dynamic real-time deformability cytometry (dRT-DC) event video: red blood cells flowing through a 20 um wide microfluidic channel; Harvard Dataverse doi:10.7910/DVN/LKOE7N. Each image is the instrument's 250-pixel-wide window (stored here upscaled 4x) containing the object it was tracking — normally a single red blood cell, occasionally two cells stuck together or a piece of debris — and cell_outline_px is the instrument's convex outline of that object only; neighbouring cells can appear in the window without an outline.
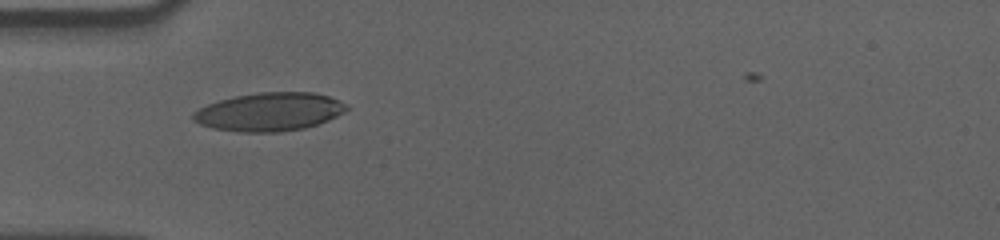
{"species": "human", "species_latin": "Homo sapiens", "temperature_condition": "cold", "stored_images_in_passage": 40, "camera_frame_rate_fps": 3000, "um_per_image_px": 0.085, "donor": {"sex": "male"}, "frame": {"image": 1, "passage_image": 1, "time_ms": 0.0, "image_size_px": [1000, 240], "cell_outline_px": [[348, 108], [344, 112], [328, 120], [304, 128], [280, 132], [236, 132], [212, 128], [200, 124], [192, 120], [192, 112], [208, 104], [220, 100], [236, 96], [260, 92], [312, 92], [328, 96], [348, 104]], "centroid_in_image_um": [22.88, 9.51], "position_along_channel_um": 62.1, "area_um2": 34.28}}
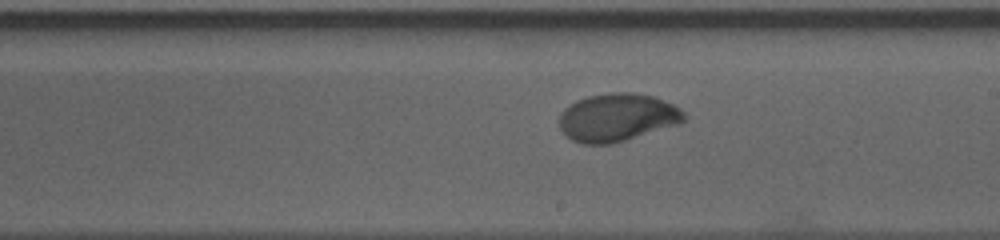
{"frame": {"image": 2, "passage_image": 16, "time_ms": 5.0, "image_size_px": [1000, 240], "cell_outline_px": [[684, 120], [680, 124], [612, 144], [580, 144], [564, 136], [560, 128], [560, 112], [568, 104], [576, 100], [588, 96], [608, 92], [632, 92], [652, 96], [672, 104], [680, 108], [684, 112]], "centroid_in_image_um": [52.42, 9.99], "position_along_channel_um": 236.6, "area_um2": 35.14}}
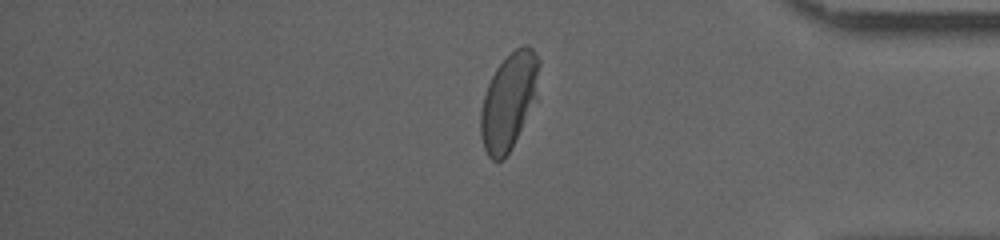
{"frame": {"image": 3, "passage_image": 31, "time_ms": 10.0, "image_size_px": [1000, 240], "cell_outline_px": [[540, 64], [536, 100], [512, 148], [504, 160], [492, 160], [488, 156], [484, 148], [480, 136], [480, 112], [484, 96], [488, 84], [496, 68], [516, 48], [524, 44], [532, 48], [540, 60]], "centroid_in_image_um": [43.25, 8.62], "position_along_channel_um": 391.9, "area_um2": 32.89}, "authors_computed_cell_mechanics": {"area_um2": 33.8708, "velocity_mm_per_s": 3.537, "shape_relaxation_time_tau1_ms": 2.9953, "shape_relaxation_time_tau2_ms": null, "deformation_change_tau1": 0.1505, "deformation_change_tau2": null}}